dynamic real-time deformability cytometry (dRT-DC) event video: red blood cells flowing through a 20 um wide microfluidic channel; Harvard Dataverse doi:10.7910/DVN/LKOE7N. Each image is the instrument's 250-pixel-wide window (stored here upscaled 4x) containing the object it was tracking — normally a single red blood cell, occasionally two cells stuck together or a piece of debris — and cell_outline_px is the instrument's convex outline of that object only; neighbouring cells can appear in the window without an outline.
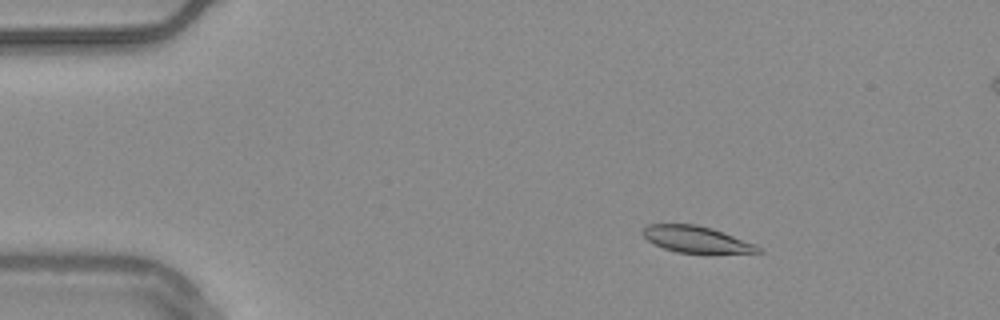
{"species": "common noctule bat (a hibernating species)", "species_latin": "Nyctalus noctula", "temperature_condition": "warm", "stored_images_in_passage": 51, "camera_frame_rate_fps": 3000, "um_per_image_px": 0.085, "animal": {"sex": "male", "body_mass_g": 20.4}, "frame": {"image": 1, "passage_image": 4, "time_ms": 1.0, "image_size_px": [1000, 320], "cell_outline_px": [[764, 252], [704, 256], [676, 252], [664, 248], [648, 240], [640, 232], [648, 224], [696, 224], [712, 228], [756, 244]], "centroid_in_image_um": [59.26, 20.4], "position_along_channel_um": 25.7, "area_um2": 18.67}}
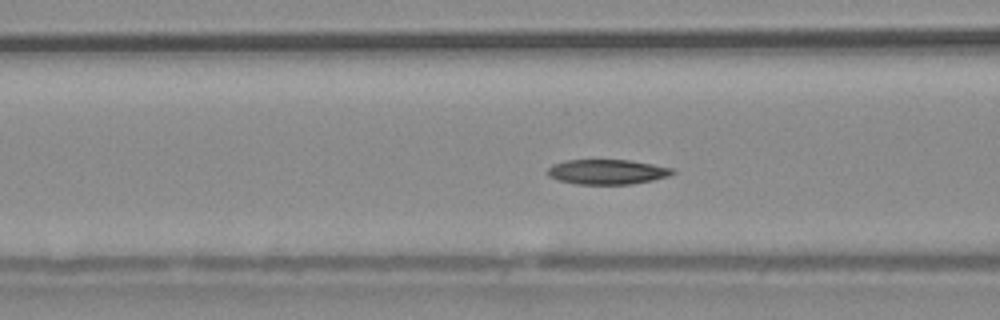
{"frame": {"image": 2, "passage_image": 17, "time_ms": 5.333, "image_size_px": [1000, 320], "cell_outline_px": [[676, 172], [668, 176], [652, 180], [632, 184], [576, 184], [560, 180], [548, 176], [548, 168], [552, 164], [564, 160], [628, 160], [652, 164], [672, 168]], "centroid_in_image_um": [51.6, 14.6], "position_along_channel_um": 115.0, "area_um2": 18.03}}
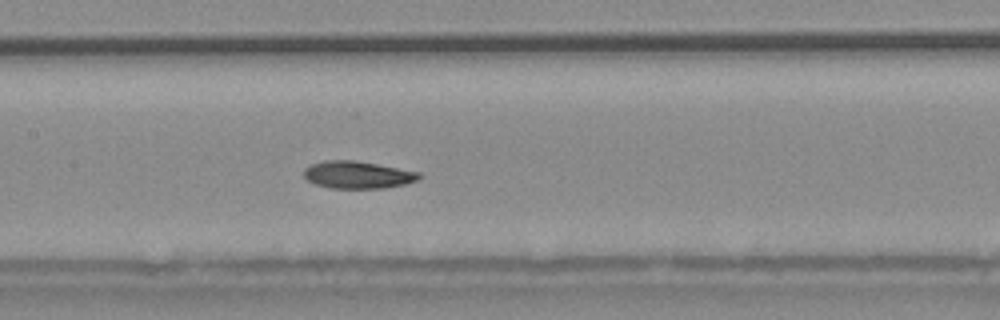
{"frame": {"image": 3, "passage_image": 22, "time_ms": 7.0, "image_size_px": [1000, 320], "cell_outline_px": [[424, 176], [416, 180], [404, 184], [384, 188], [332, 188], [316, 184], [308, 180], [304, 176], [304, 168], [312, 164], [324, 160], [356, 160], [420, 172]], "centroid_in_image_um": [30.41, 14.85], "position_along_channel_um": 177.0, "area_um2": 18.32}, "authors_computed_cell_mechanics": {"area_um2": 18.6116, "velocity_mm_per_s": 3.7098, "shape_relaxation_time_tau1_ms": 6.6297, "shape_relaxation_time_tau2_ms": 3.5349, "deformation_change_tau1": 0.1348, "deformation_change_tau2": 0.0805}}